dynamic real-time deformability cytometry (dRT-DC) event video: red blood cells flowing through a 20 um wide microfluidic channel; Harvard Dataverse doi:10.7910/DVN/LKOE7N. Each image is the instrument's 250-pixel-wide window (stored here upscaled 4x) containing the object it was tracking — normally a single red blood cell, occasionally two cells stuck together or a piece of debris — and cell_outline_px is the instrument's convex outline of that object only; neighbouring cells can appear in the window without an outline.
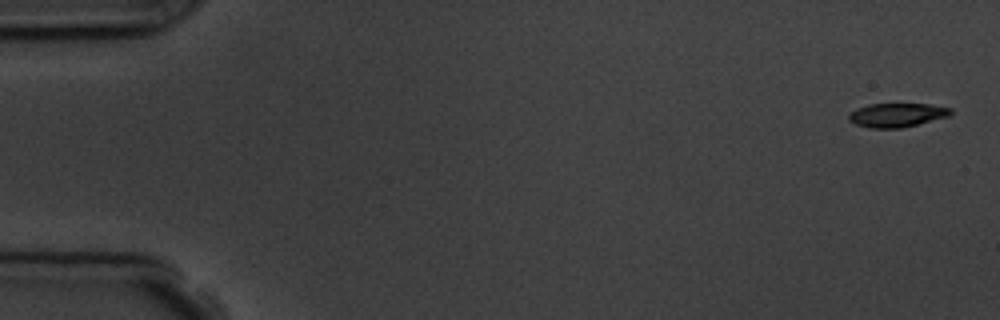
{"species": "common noctule bat (a hibernating species)", "species_latin": "Nyctalus noctula", "temperature_condition": "room temperature", "stored_images_in_passage": 8, "camera_frame_rate_fps": 3000, "um_per_image_px": 0.085, "animal": {"sex": "male", "body_mass_g": 19.5, "forearm_length_mm": 54.6}, "frame": {"image": 1, "passage_image": 1, "time_ms": 0.0, "image_size_px": [1000, 320], "cell_outline_px": [[952, 112], [948, 116], [900, 128], [868, 128], [856, 124], [848, 120], [848, 116], [856, 108], [868, 104], [928, 104], [952, 108]], "centroid_in_image_um": [76.2, 9.77], "position_along_channel_um": 8.8, "area_um2": 14.05}}
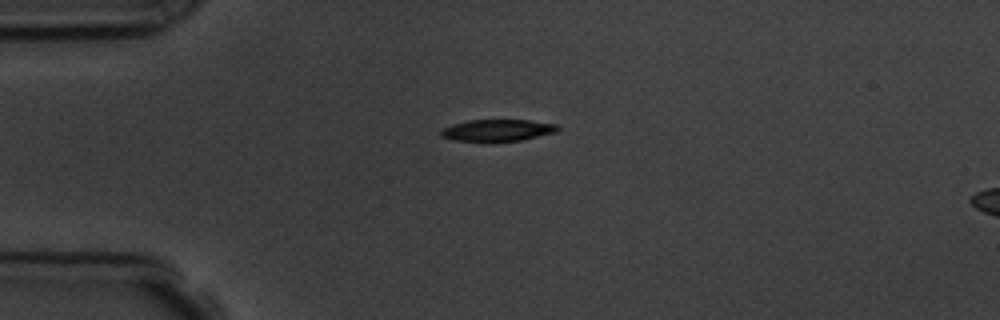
{"frame": {"image": 2, "passage_image": 4, "time_ms": 4.0, "image_size_px": [1000, 320], "cell_outline_px": [[560, 128], [556, 132], [524, 140], [488, 144], [456, 140], [440, 136], [440, 128], [452, 124], [468, 120], [528, 120], [556, 124]], "centroid_in_image_um": [42.24, 11.11], "position_along_channel_um": 42.8, "area_um2": 15.55}}